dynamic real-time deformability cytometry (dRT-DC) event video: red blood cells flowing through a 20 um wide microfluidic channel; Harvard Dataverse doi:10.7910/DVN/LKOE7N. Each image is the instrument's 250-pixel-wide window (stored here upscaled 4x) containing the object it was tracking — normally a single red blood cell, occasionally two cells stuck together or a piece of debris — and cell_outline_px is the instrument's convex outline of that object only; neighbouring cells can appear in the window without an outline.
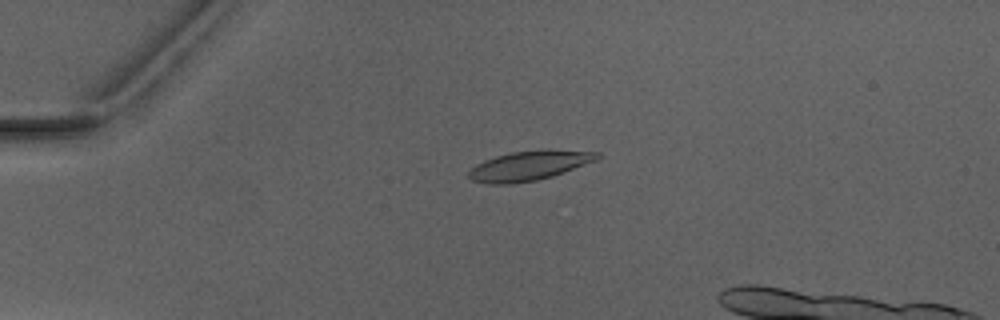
{"species": "Egyptian fruit bat (a non-hibernating species)", "species_latin": "Rousettus aegyptiacus", "temperature_condition": "warm", "stored_images_in_passage": 2, "camera_frame_rate_fps": 3000, "um_per_image_px": 0.085, "animal": {"sex": "male"}, "frame": {"image": 1, "passage_image": 1, "time_ms": 0.0, "image_size_px": [1000, 320], "cell_outline_px": [[600, 156], [596, 160], [552, 176], [536, 180], [512, 184], [492, 184], [472, 180], [468, 176], [468, 172], [476, 164], [484, 160], [496, 156], [512, 152], [600, 152]], "centroid_in_image_um": [44.87, 14.13], "position_along_channel_um": 40.1, "area_um2": 20.92}}